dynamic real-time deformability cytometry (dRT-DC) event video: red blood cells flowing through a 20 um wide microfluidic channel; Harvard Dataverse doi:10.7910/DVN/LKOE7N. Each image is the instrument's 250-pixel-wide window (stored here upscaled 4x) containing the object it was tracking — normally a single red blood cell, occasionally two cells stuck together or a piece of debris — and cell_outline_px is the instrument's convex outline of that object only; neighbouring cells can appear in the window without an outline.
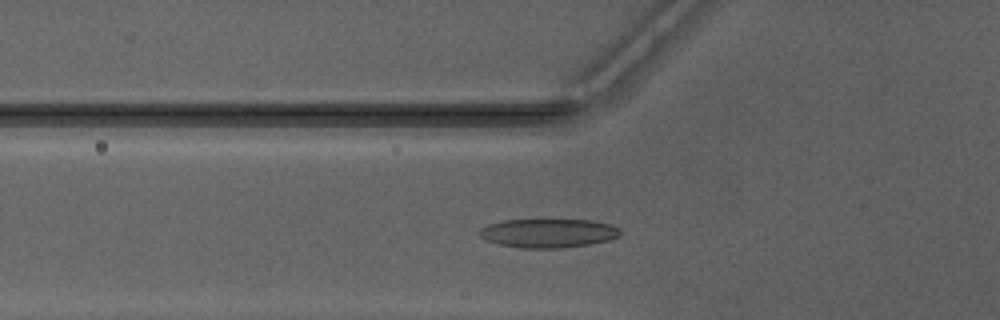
{"species": "Egyptian fruit bat (a non-hibernating species)", "species_latin": "Rousettus aegyptiacus", "temperature_condition": "warm", "stored_images_in_passage": 51, "camera_frame_rate_fps": 3000, "um_per_image_px": 0.085, "animal": {"sex": "male"}, "frame": {"image": 1, "passage_image": 19, "time_ms": 6.0, "image_size_px": [1000, 320], "cell_outline_px": [[620, 236], [608, 240], [588, 244], [564, 248], [520, 248], [496, 244], [484, 240], [480, 236], [480, 228], [488, 224], [504, 220], [592, 220], [612, 224], [620, 228]], "centroid_in_image_um": [46.59, 19.82], "position_along_channel_um": 79.2, "area_um2": 23.87}}
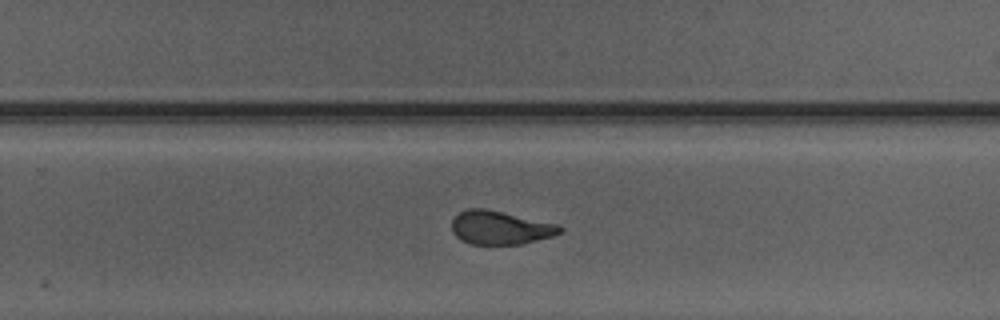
{"frame": {"image": 2, "passage_image": 34, "time_ms": 11.0, "image_size_px": [1000, 320], "cell_outline_px": [[564, 228], [560, 232], [552, 236], [520, 244], [472, 244], [460, 240], [452, 232], [452, 220], [460, 212], [468, 208], [484, 208], [556, 224]], "centroid_in_image_um": [42.47, 19.35], "position_along_channel_um": 287.3, "area_um2": 20.81}}
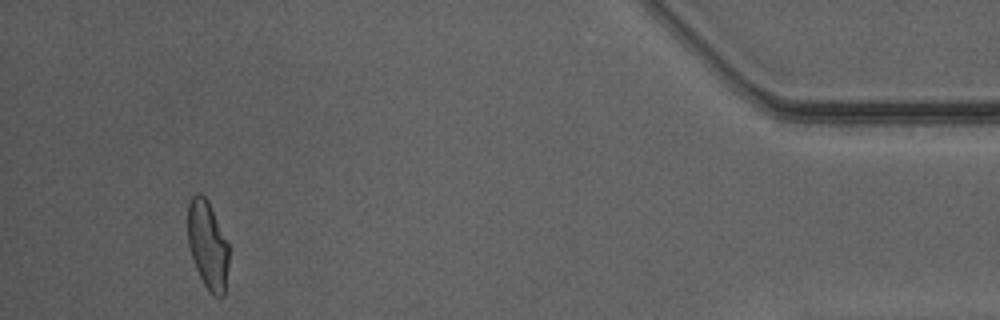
{"frame": {"image": 3, "passage_image": 48, "time_ms": 15.667, "image_size_px": [1000, 320], "cell_outline_px": [[228, 264], [224, 296], [216, 296], [204, 284], [196, 268], [188, 244], [188, 204], [192, 196], [196, 192], [200, 192], [208, 200], [228, 240]], "centroid_in_image_um": [17.66, 20.76], "position_along_channel_um": 417.5, "area_um2": 21.04}, "authors_computed_cell_mechanics": {"area_um2": 22.0796, "velocity_mm_per_s": 4.1584, "shape_relaxation_time_tau1_ms": 10.761, "shape_relaxation_time_tau2_ms": 1.2543, "deformation_change_tau1": 0.3085, "deformation_change_tau2": 0.0648}}